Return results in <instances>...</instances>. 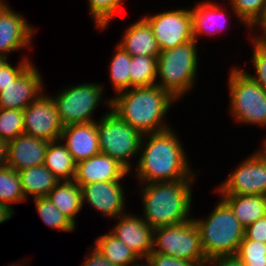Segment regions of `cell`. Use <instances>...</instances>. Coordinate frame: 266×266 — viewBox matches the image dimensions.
<instances>
[{"label": "cell", "instance_id": "cell-39", "mask_svg": "<svg viewBox=\"0 0 266 266\" xmlns=\"http://www.w3.org/2000/svg\"><path fill=\"white\" fill-rule=\"evenodd\" d=\"M89 253L87 252L84 261L80 266H117L112 264L98 248L93 244L88 248Z\"/></svg>", "mask_w": 266, "mask_h": 266}, {"label": "cell", "instance_id": "cell-2", "mask_svg": "<svg viewBox=\"0 0 266 266\" xmlns=\"http://www.w3.org/2000/svg\"><path fill=\"white\" fill-rule=\"evenodd\" d=\"M110 98L111 110L143 135L173 127L166 116L178 101L157 85L132 87Z\"/></svg>", "mask_w": 266, "mask_h": 266}, {"label": "cell", "instance_id": "cell-19", "mask_svg": "<svg viewBox=\"0 0 266 266\" xmlns=\"http://www.w3.org/2000/svg\"><path fill=\"white\" fill-rule=\"evenodd\" d=\"M60 140L76 163L100 153L97 121L65 126Z\"/></svg>", "mask_w": 266, "mask_h": 266}, {"label": "cell", "instance_id": "cell-1", "mask_svg": "<svg viewBox=\"0 0 266 266\" xmlns=\"http://www.w3.org/2000/svg\"><path fill=\"white\" fill-rule=\"evenodd\" d=\"M181 141L172 127L144 135L132 169L136 185L197 179Z\"/></svg>", "mask_w": 266, "mask_h": 266}, {"label": "cell", "instance_id": "cell-11", "mask_svg": "<svg viewBox=\"0 0 266 266\" xmlns=\"http://www.w3.org/2000/svg\"><path fill=\"white\" fill-rule=\"evenodd\" d=\"M214 189L218 195L266 196V162L250 154Z\"/></svg>", "mask_w": 266, "mask_h": 266}, {"label": "cell", "instance_id": "cell-34", "mask_svg": "<svg viewBox=\"0 0 266 266\" xmlns=\"http://www.w3.org/2000/svg\"><path fill=\"white\" fill-rule=\"evenodd\" d=\"M24 110L0 108V140L9 142L24 134Z\"/></svg>", "mask_w": 266, "mask_h": 266}, {"label": "cell", "instance_id": "cell-30", "mask_svg": "<svg viewBox=\"0 0 266 266\" xmlns=\"http://www.w3.org/2000/svg\"><path fill=\"white\" fill-rule=\"evenodd\" d=\"M33 201L37 214L48 227L60 232H75L76 225L47 196L35 198Z\"/></svg>", "mask_w": 266, "mask_h": 266}, {"label": "cell", "instance_id": "cell-8", "mask_svg": "<svg viewBox=\"0 0 266 266\" xmlns=\"http://www.w3.org/2000/svg\"><path fill=\"white\" fill-rule=\"evenodd\" d=\"M103 88L101 83L84 82L61 88L56 96L51 94L64 127L96 121L93 116L101 103L111 109V98L103 96Z\"/></svg>", "mask_w": 266, "mask_h": 266}, {"label": "cell", "instance_id": "cell-3", "mask_svg": "<svg viewBox=\"0 0 266 266\" xmlns=\"http://www.w3.org/2000/svg\"><path fill=\"white\" fill-rule=\"evenodd\" d=\"M195 179L139 184L144 207L141 217L153 229L192 219V193Z\"/></svg>", "mask_w": 266, "mask_h": 266}, {"label": "cell", "instance_id": "cell-42", "mask_svg": "<svg viewBox=\"0 0 266 266\" xmlns=\"http://www.w3.org/2000/svg\"><path fill=\"white\" fill-rule=\"evenodd\" d=\"M8 142L0 140V168L7 166Z\"/></svg>", "mask_w": 266, "mask_h": 266}, {"label": "cell", "instance_id": "cell-20", "mask_svg": "<svg viewBox=\"0 0 266 266\" xmlns=\"http://www.w3.org/2000/svg\"><path fill=\"white\" fill-rule=\"evenodd\" d=\"M48 144L49 141L44 139L19 135L8 142L7 166L19 172L44 164Z\"/></svg>", "mask_w": 266, "mask_h": 266}, {"label": "cell", "instance_id": "cell-45", "mask_svg": "<svg viewBox=\"0 0 266 266\" xmlns=\"http://www.w3.org/2000/svg\"><path fill=\"white\" fill-rule=\"evenodd\" d=\"M16 262V263H15ZM15 262H12V264H8V266H27L28 264H26L25 265V263H26V260H25V262H21V261H15ZM28 266H30V265H28Z\"/></svg>", "mask_w": 266, "mask_h": 266}, {"label": "cell", "instance_id": "cell-31", "mask_svg": "<svg viewBox=\"0 0 266 266\" xmlns=\"http://www.w3.org/2000/svg\"><path fill=\"white\" fill-rule=\"evenodd\" d=\"M88 10L94 22V27L100 31L108 28L109 24L122 12L125 0H87ZM119 12V13H118Z\"/></svg>", "mask_w": 266, "mask_h": 266}, {"label": "cell", "instance_id": "cell-18", "mask_svg": "<svg viewBox=\"0 0 266 266\" xmlns=\"http://www.w3.org/2000/svg\"><path fill=\"white\" fill-rule=\"evenodd\" d=\"M129 174L117 160L100 152L76 163L74 181L81 187L94 182L120 181Z\"/></svg>", "mask_w": 266, "mask_h": 266}, {"label": "cell", "instance_id": "cell-37", "mask_svg": "<svg viewBox=\"0 0 266 266\" xmlns=\"http://www.w3.org/2000/svg\"><path fill=\"white\" fill-rule=\"evenodd\" d=\"M151 266H200L197 262L178 259L171 255L151 252L146 258Z\"/></svg>", "mask_w": 266, "mask_h": 266}, {"label": "cell", "instance_id": "cell-48", "mask_svg": "<svg viewBox=\"0 0 266 266\" xmlns=\"http://www.w3.org/2000/svg\"><path fill=\"white\" fill-rule=\"evenodd\" d=\"M146 262V263H145ZM144 266H151L150 264H149V262L147 261V259H144Z\"/></svg>", "mask_w": 266, "mask_h": 266}, {"label": "cell", "instance_id": "cell-12", "mask_svg": "<svg viewBox=\"0 0 266 266\" xmlns=\"http://www.w3.org/2000/svg\"><path fill=\"white\" fill-rule=\"evenodd\" d=\"M24 134L49 142L60 140L64 125L51 94L41 93L24 109Z\"/></svg>", "mask_w": 266, "mask_h": 266}, {"label": "cell", "instance_id": "cell-28", "mask_svg": "<svg viewBox=\"0 0 266 266\" xmlns=\"http://www.w3.org/2000/svg\"><path fill=\"white\" fill-rule=\"evenodd\" d=\"M236 13L240 23L247 28L248 34L263 20L266 0H225ZM223 0V3L225 2Z\"/></svg>", "mask_w": 266, "mask_h": 266}, {"label": "cell", "instance_id": "cell-36", "mask_svg": "<svg viewBox=\"0 0 266 266\" xmlns=\"http://www.w3.org/2000/svg\"><path fill=\"white\" fill-rule=\"evenodd\" d=\"M20 58L16 66L10 63V59H7L0 67V91L13 83L32 64L33 60L29 59L26 54L25 57Z\"/></svg>", "mask_w": 266, "mask_h": 266}, {"label": "cell", "instance_id": "cell-46", "mask_svg": "<svg viewBox=\"0 0 266 266\" xmlns=\"http://www.w3.org/2000/svg\"><path fill=\"white\" fill-rule=\"evenodd\" d=\"M130 266H144V259H139L136 263H134Z\"/></svg>", "mask_w": 266, "mask_h": 266}, {"label": "cell", "instance_id": "cell-10", "mask_svg": "<svg viewBox=\"0 0 266 266\" xmlns=\"http://www.w3.org/2000/svg\"><path fill=\"white\" fill-rule=\"evenodd\" d=\"M142 17L149 23L160 51L194 40L189 8H178Z\"/></svg>", "mask_w": 266, "mask_h": 266}, {"label": "cell", "instance_id": "cell-17", "mask_svg": "<svg viewBox=\"0 0 266 266\" xmlns=\"http://www.w3.org/2000/svg\"><path fill=\"white\" fill-rule=\"evenodd\" d=\"M35 65L32 63L13 83L0 91V108L24 110L44 92L45 83Z\"/></svg>", "mask_w": 266, "mask_h": 266}, {"label": "cell", "instance_id": "cell-5", "mask_svg": "<svg viewBox=\"0 0 266 266\" xmlns=\"http://www.w3.org/2000/svg\"><path fill=\"white\" fill-rule=\"evenodd\" d=\"M197 44L192 40L174 48L162 50L157 57L156 85L178 101L193 90L197 83L200 60Z\"/></svg>", "mask_w": 266, "mask_h": 266}, {"label": "cell", "instance_id": "cell-43", "mask_svg": "<svg viewBox=\"0 0 266 266\" xmlns=\"http://www.w3.org/2000/svg\"><path fill=\"white\" fill-rule=\"evenodd\" d=\"M258 29V30H256ZM256 30L257 36L266 42V13H265V17L263 18V20L254 28L253 31ZM261 30V31H260ZM258 31V32H257ZM260 32V33H259ZM259 34V35H258Z\"/></svg>", "mask_w": 266, "mask_h": 266}, {"label": "cell", "instance_id": "cell-38", "mask_svg": "<svg viewBox=\"0 0 266 266\" xmlns=\"http://www.w3.org/2000/svg\"><path fill=\"white\" fill-rule=\"evenodd\" d=\"M244 236L250 240L266 243V215L247 226Z\"/></svg>", "mask_w": 266, "mask_h": 266}, {"label": "cell", "instance_id": "cell-4", "mask_svg": "<svg viewBox=\"0 0 266 266\" xmlns=\"http://www.w3.org/2000/svg\"><path fill=\"white\" fill-rule=\"evenodd\" d=\"M219 198L207 217H192L199 230L206 259L236 254L244 238L245 228L229 205Z\"/></svg>", "mask_w": 266, "mask_h": 266}, {"label": "cell", "instance_id": "cell-21", "mask_svg": "<svg viewBox=\"0 0 266 266\" xmlns=\"http://www.w3.org/2000/svg\"><path fill=\"white\" fill-rule=\"evenodd\" d=\"M122 39L117 42L131 56L158 57L159 46L149 23L141 16L125 28Z\"/></svg>", "mask_w": 266, "mask_h": 266}, {"label": "cell", "instance_id": "cell-13", "mask_svg": "<svg viewBox=\"0 0 266 266\" xmlns=\"http://www.w3.org/2000/svg\"><path fill=\"white\" fill-rule=\"evenodd\" d=\"M22 14L14 11L6 0H0V56L9 59L10 53L32 49L37 30Z\"/></svg>", "mask_w": 266, "mask_h": 266}, {"label": "cell", "instance_id": "cell-14", "mask_svg": "<svg viewBox=\"0 0 266 266\" xmlns=\"http://www.w3.org/2000/svg\"><path fill=\"white\" fill-rule=\"evenodd\" d=\"M124 178L120 181L94 182L81 186L82 205H88L106 219L127 213Z\"/></svg>", "mask_w": 266, "mask_h": 266}, {"label": "cell", "instance_id": "cell-35", "mask_svg": "<svg viewBox=\"0 0 266 266\" xmlns=\"http://www.w3.org/2000/svg\"><path fill=\"white\" fill-rule=\"evenodd\" d=\"M236 255L246 266H266V243L250 240L244 236Z\"/></svg>", "mask_w": 266, "mask_h": 266}, {"label": "cell", "instance_id": "cell-27", "mask_svg": "<svg viewBox=\"0 0 266 266\" xmlns=\"http://www.w3.org/2000/svg\"><path fill=\"white\" fill-rule=\"evenodd\" d=\"M114 53L109 63V80L115 94L130 89L131 55L116 43Z\"/></svg>", "mask_w": 266, "mask_h": 266}, {"label": "cell", "instance_id": "cell-15", "mask_svg": "<svg viewBox=\"0 0 266 266\" xmlns=\"http://www.w3.org/2000/svg\"><path fill=\"white\" fill-rule=\"evenodd\" d=\"M129 213L115 218L116 223L109 232L129 247L139 259H146L153 250L154 229L140 215Z\"/></svg>", "mask_w": 266, "mask_h": 266}, {"label": "cell", "instance_id": "cell-40", "mask_svg": "<svg viewBox=\"0 0 266 266\" xmlns=\"http://www.w3.org/2000/svg\"><path fill=\"white\" fill-rule=\"evenodd\" d=\"M204 266H246L236 255L212 257L206 260Z\"/></svg>", "mask_w": 266, "mask_h": 266}, {"label": "cell", "instance_id": "cell-41", "mask_svg": "<svg viewBox=\"0 0 266 266\" xmlns=\"http://www.w3.org/2000/svg\"><path fill=\"white\" fill-rule=\"evenodd\" d=\"M15 214V209L11 208L5 203L0 202V225L13 218L12 216Z\"/></svg>", "mask_w": 266, "mask_h": 266}, {"label": "cell", "instance_id": "cell-24", "mask_svg": "<svg viewBox=\"0 0 266 266\" xmlns=\"http://www.w3.org/2000/svg\"><path fill=\"white\" fill-rule=\"evenodd\" d=\"M18 174L26 201L28 196L33 199L46 197L60 182L44 164L21 170Z\"/></svg>", "mask_w": 266, "mask_h": 266}, {"label": "cell", "instance_id": "cell-25", "mask_svg": "<svg viewBox=\"0 0 266 266\" xmlns=\"http://www.w3.org/2000/svg\"><path fill=\"white\" fill-rule=\"evenodd\" d=\"M44 165L60 181L74 180L76 162L61 140L49 142Z\"/></svg>", "mask_w": 266, "mask_h": 266}, {"label": "cell", "instance_id": "cell-47", "mask_svg": "<svg viewBox=\"0 0 266 266\" xmlns=\"http://www.w3.org/2000/svg\"><path fill=\"white\" fill-rule=\"evenodd\" d=\"M8 58L0 56V67L2 66V64L7 60Z\"/></svg>", "mask_w": 266, "mask_h": 266}, {"label": "cell", "instance_id": "cell-29", "mask_svg": "<svg viewBox=\"0 0 266 266\" xmlns=\"http://www.w3.org/2000/svg\"><path fill=\"white\" fill-rule=\"evenodd\" d=\"M157 57L131 56L130 89L132 87L156 85Z\"/></svg>", "mask_w": 266, "mask_h": 266}, {"label": "cell", "instance_id": "cell-26", "mask_svg": "<svg viewBox=\"0 0 266 266\" xmlns=\"http://www.w3.org/2000/svg\"><path fill=\"white\" fill-rule=\"evenodd\" d=\"M94 245L114 265L130 266L139 260L129 247L110 232L97 237Z\"/></svg>", "mask_w": 266, "mask_h": 266}, {"label": "cell", "instance_id": "cell-22", "mask_svg": "<svg viewBox=\"0 0 266 266\" xmlns=\"http://www.w3.org/2000/svg\"><path fill=\"white\" fill-rule=\"evenodd\" d=\"M219 197L229 205L244 228L266 215V196L219 195Z\"/></svg>", "mask_w": 266, "mask_h": 266}, {"label": "cell", "instance_id": "cell-44", "mask_svg": "<svg viewBox=\"0 0 266 266\" xmlns=\"http://www.w3.org/2000/svg\"><path fill=\"white\" fill-rule=\"evenodd\" d=\"M266 137V136H265ZM260 160L266 162V138L262 142V146L253 153Z\"/></svg>", "mask_w": 266, "mask_h": 266}, {"label": "cell", "instance_id": "cell-9", "mask_svg": "<svg viewBox=\"0 0 266 266\" xmlns=\"http://www.w3.org/2000/svg\"><path fill=\"white\" fill-rule=\"evenodd\" d=\"M152 251L197 262L200 266H204L207 260L193 218L187 222L155 228Z\"/></svg>", "mask_w": 266, "mask_h": 266}, {"label": "cell", "instance_id": "cell-16", "mask_svg": "<svg viewBox=\"0 0 266 266\" xmlns=\"http://www.w3.org/2000/svg\"><path fill=\"white\" fill-rule=\"evenodd\" d=\"M202 1L197 2L193 8H190L192 15V34L193 39L197 43L201 38V35L202 37L205 35H208L207 37H215L219 32L222 34V32L225 31L226 26L229 27L230 24L228 23L232 15V17L236 18L237 22H239L236 13L228 3L221 4L217 1L213 2L212 0ZM226 8L230 10H227Z\"/></svg>", "mask_w": 266, "mask_h": 266}, {"label": "cell", "instance_id": "cell-6", "mask_svg": "<svg viewBox=\"0 0 266 266\" xmlns=\"http://www.w3.org/2000/svg\"><path fill=\"white\" fill-rule=\"evenodd\" d=\"M229 113L236 124L266 128V90L259 86L241 65L228 73ZM265 127V128H264Z\"/></svg>", "mask_w": 266, "mask_h": 266}, {"label": "cell", "instance_id": "cell-32", "mask_svg": "<svg viewBox=\"0 0 266 266\" xmlns=\"http://www.w3.org/2000/svg\"><path fill=\"white\" fill-rule=\"evenodd\" d=\"M26 201L18 172L9 166L0 168V202L9 205Z\"/></svg>", "mask_w": 266, "mask_h": 266}, {"label": "cell", "instance_id": "cell-7", "mask_svg": "<svg viewBox=\"0 0 266 266\" xmlns=\"http://www.w3.org/2000/svg\"><path fill=\"white\" fill-rule=\"evenodd\" d=\"M97 130L100 152L117 160L131 173L134 165L131 161L134 158L137 161L144 135L111 109L97 119Z\"/></svg>", "mask_w": 266, "mask_h": 266}, {"label": "cell", "instance_id": "cell-23", "mask_svg": "<svg viewBox=\"0 0 266 266\" xmlns=\"http://www.w3.org/2000/svg\"><path fill=\"white\" fill-rule=\"evenodd\" d=\"M47 197L77 226L76 216L83 210V205L81 188L74 180L60 181Z\"/></svg>", "mask_w": 266, "mask_h": 266}, {"label": "cell", "instance_id": "cell-33", "mask_svg": "<svg viewBox=\"0 0 266 266\" xmlns=\"http://www.w3.org/2000/svg\"><path fill=\"white\" fill-rule=\"evenodd\" d=\"M246 40L251 41L252 55L251 61L253 64L254 73H249L246 69L243 70L250 76L259 86L266 90V42L261 40L255 31H251ZM250 37V38H249Z\"/></svg>", "mask_w": 266, "mask_h": 266}]
</instances>
